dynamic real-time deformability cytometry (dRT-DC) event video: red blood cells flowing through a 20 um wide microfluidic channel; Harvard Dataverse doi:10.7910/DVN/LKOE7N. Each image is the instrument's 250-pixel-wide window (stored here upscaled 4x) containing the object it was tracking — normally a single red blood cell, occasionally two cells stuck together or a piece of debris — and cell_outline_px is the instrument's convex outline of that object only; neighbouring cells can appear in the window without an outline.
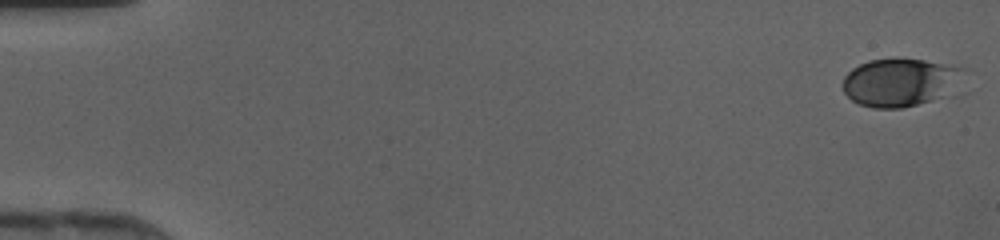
{"species": "human", "species_latin": "Homo sapiens", "temperature_condition": "cold", "stored_images_in_passage": 46, "camera_frame_rate_fps": 3000, "um_per_image_px": 0.085, "donor": {"sex": "female"}, "frame": {"image": 1, "passage_image": 1, "time_ms": 0.0, "image_size_px": [1000, 240], "cell_outline_px": [[964, 68], [940, 96], [932, 100], [900, 108], [872, 108], [860, 104], [852, 100], [844, 92], [844, 76], [852, 68], [868, 60], [924, 60]], "centroid_in_image_um": [76.33, 7.0], "position_along_channel_um": 8.7, "area_um2": 32.08}}
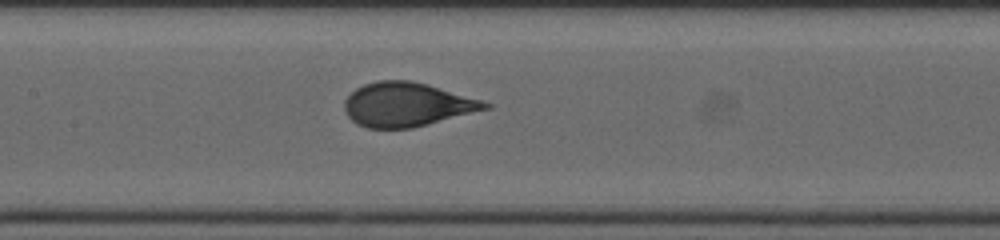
{"frame": {"image": 2, "passage_image": 23, "time_ms": 7.333, "image_size_px": [1000, 240], "cell_outline_px": [[492, 108], [412, 128], [368, 128], [356, 124], [348, 116], [344, 108], [344, 100], [356, 88], [364, 84], [376, 80], [412, 80], [428, 84], [480, 100], [492, 104]], "centroid_in_image_um": [34.57, 8.88], "position_along_channel_um": 172.8, "area_um2": 36.07}}
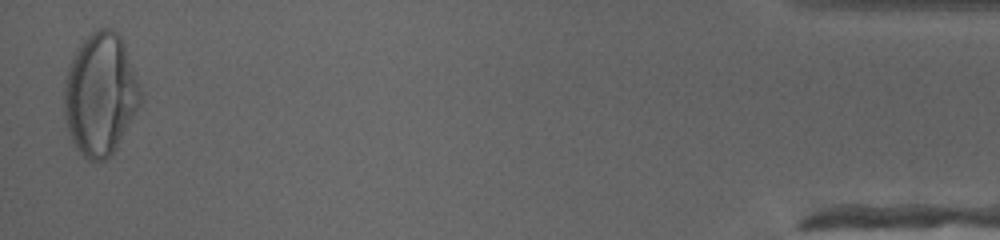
{"frame": {"image": 3, "passage_image": 46, "time_ms": 15.0, "image_size_px": [1000, 240], "cell_outline_px": [[144, 100], [112, 152], [104, 160], [88, 160], [76, 148], [72, 140], [68, 128], [64, 112], [64, 80], [68, 64], [80, 44], [92, 32], [100, 28], [112, 28], [120, 36], [124, 44], [140, 88]], "centroid_in_image_um": [8.52, 8.0], "position_along_channel_um": 426.7, "area_um2": 53.93}}